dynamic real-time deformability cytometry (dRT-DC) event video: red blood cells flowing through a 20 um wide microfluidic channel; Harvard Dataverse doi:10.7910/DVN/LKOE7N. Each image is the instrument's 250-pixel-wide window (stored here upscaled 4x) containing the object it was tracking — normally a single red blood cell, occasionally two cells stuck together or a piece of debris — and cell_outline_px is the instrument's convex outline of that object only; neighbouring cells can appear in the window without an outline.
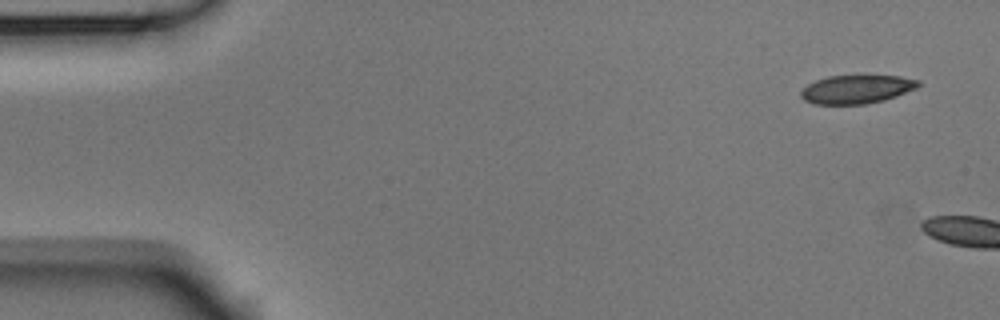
{"species": "Egyptian fruit bat (a non-hibernating species)", "species_latin": "Rousettus aegyptiacus", "temperature_condition": "room temperature", "stored_images_in_passage": 4, "camera_frame_rate_fps": 3000, "um_per_image_px": 0.085, "animal": {"sex": "male"}, "frame": {"image": 1, "passage_image": 1, "time_ms": 0.0, "image_size_px": [1000, 320], "cell_outline_px": [[920, 84], [916, 88], [896, 96], [884, 100], [864, 104], [812, 104], [804, 100], [800, 96], [800, 92], [808, 84], [816, 80], [828, 76], [900, 76], [920, 80]], "centroid_in_image_um": [72.8, 7.59], "position_along_channel_um": 12.2, "area_um2": 19.42}}